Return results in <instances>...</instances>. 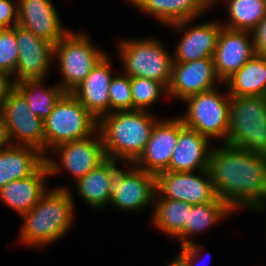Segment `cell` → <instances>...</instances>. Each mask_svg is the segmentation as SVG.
<instances>
[{
    "instance_id": "obj_21",
    "label": "cell",
    "mask_w": 266,
    "mask_h": 266,
    "mask_svg": "<svg viewBox=\"0 0 266 266\" xmlns=\"http://www.w3.org/2000/svg\"><path fill=\"white\" fill-rule=\"evenodd\" d=\"M210 144L209 138L184 126L179 131L176 148L169 167L165 171L196 172L207 170L213 148Z\"/></svg>"
},
{
    "instance_id": "obj_8",
    "label": "cell",
    "mask_w": 266,
    "mask_h": 266,
    "mask_svg": "<svg viewBox=\"0 0 266 266\" xmlns=\"http://www.w3.org/2000/svg\"><path fill=\"white\" fill-rule=\"evenodd\" d=\"M97 129L98 121L71 93H65L44 120L45 156L55 146L87 138Z\"/></svg>"
},
{
    "instance_id": "obj_38",
    "label": "cell",
    "mask_w": 266,
    "mask_h": 266,
    "mask_svg": "<svg viewBox=\"0 0 266 266\" xmlns=\"http://www.w3.org/2000/svg\"><path fill=\"white\" fill-rule=\"evenodd\" d=\"M167 266H188L186 259L178 253L176 257L172 261H170L169 265Z\"/></svg>"
},
{
    "instance_id": "obj_4",
    "label": "cell",
    "mask_w": 266,
    "mask_h": 266,
    "mask_svg": "<svg viewBox=\"0 0 266 266\" xmlns=\"http://www.w3.org/2000/svg\"><path fill=\"white\" fill-rule=\"evenodd\" d=\"M122 73L129 77L157 80L167 88L172 77L173 57L166 45L154 36L122 39L116 43Z\"/></svg>"
},
{
    "instance_id": "obj_20",
    "label": "cell",
    "mask_w": 266,
    "mask_h": 266,
    "mask_svg": "<svg viewBox=\"0 0 266 266\" xmlns=\"http://www.w3.org/2000/svg\"><path fill=\"white\" fill-rule=\"evenodd\" d=\"M49 176L48 166L44 162L32 175L13 180L0 188V202L19 216L23 215L48 191Z\"/></svg>"
},
{
    "instance_id": "obj_33",
    "label": "cell",
    "mask_w": 266,
    "mask_h": 266,
    "mask_svg": "<svg viewBox=\"0 0 266 266\" xmlns=\"http://www.w3.org/2000/svg\"><path fill=\"white\" fill-rule=\"evenodd\" d=\"M18 25V0H0V26L13 28Z\"/></svg>"
},
{
    "instance_id": "obj_13",
    "label": "cell",
    "mask_w": 266,
    "mask_h": 266,
    "mask_svg": "<svg viewBox=\"0 0 266 266\" xmlns=\"http://www.w3.org/2000/svg\"><path fill=\"white\" fill-rule=\"evenodd\" d=\"M15 34L19 52L12 75L15 83L46 79L54 62V45L19 25L15 26Z\"/></svg>"
},
{
    "instance_id": "obj_10",
    "label": "cell",
    "mask_w": 266,
    "mask_h": 266,
    "mask_svg": "<svg viewBox=\"0 0 266 266\" xmlns=\"http://www.w3.org/2000/svg\"><path fill=\"white\" fill-rule=\"evenodd\" d=\"M51 152L52 154L57 153L56 158L50 157ZM106 158L102 139L97 130L87 138L68 141L55 146L45 156V162L51 176L60 174L62 170H65L75 183Z\"/></svg>"
},
{
    "instance_id": "obj_15",
    "label": "cell",
    "mask_w": 266,
    "mask_h": 266,
    "mask_svg": "<svg viewBox=\"0 0 266 266\" xmlns=\"http://www.w3.org/2000/svg\"><path fill=\"white\" fill-rule=\"evenodd\" d=\"M224 84L216 74L213 57L189 62H173L168 98H186Z\"/></svg>"
},
{
    "instance_id": "obj_35",
    "label": "cell",
    "mask_w": 266,
    "mask_h": 266,
    "mask_svg": "<svg viewBox=\"0 0 266 266\" xmlns=\"http://www.w3.org/2000/svg\"><path fill=\"white\" fill-rule=\"evenodd\" d=\"M199 247L201 246L196 244L194 241L192 243L180 247L181 251L179 253L186 259L188 266H198L196 263L199 264L198 259L201 256V254L199 253L205 250L204 248H199Z\"/></svg>"
},
{
    "instance_id": "obj_29",
    "label": "cell",
    "mask_w": 266,
    "mask_h": 266,
    "mask_svg": "<svg viewBox=\"0 0 266 266\" xmlns=\"http://www.w3.org/2000/svg\"><path fill=\"white\" fill-rule=\"evenodd\" d=\"M220 1L226 4L227 20L222 26L227 29L252 32L266 16V0H214L212 7Z\"/></svg>"
},
{
    "instance_id": "obj_26",
    "label": "cell",
    "mask_w": 266,
    "mask_h": 266,
    "mask_svg": "<svg viewBox=\"0 0 266 266\" xmlns=\"http://www.w3.org/2000/svg\"><path fill=\"white\" fill-rule=\"evenodd\" d=\"M223 85L230 96L266 97V56L255 54Z\"/></svg>"
},
{
    "instance_id": "obj_32",
    "label": "cell",
    "mask_w": 266,
    "mask_h": 266,
    "mask_svg": "<svg viewBox=\"0 0 266 266\" xmlns=\"http://www.w3.org/2000/svg\"><path fill=\"white\" fill-rule=\"evenodd\" d=\"M19 57L15 27L0 32V71L14 74Z\"/></svg>"
},
{
    "instance_id": "obj_37",
    "label": "cell",
    "mask_w": 266,
    "mask_h": 266,
    "mask_svg": "<svg viewBox=\"0 0 266 266\" xmlns=\"http://www.w3.org/2000/svg\"><path fill=\"white\" fill-rule=\"evenodd\" d=\"M10 140L7 133L6 124L4 121V117L0 112V149L6 148L10 146Z\"/></svg>"
},
{
    "instance_id": "obj_17",
    "label": "cell",
    "mask_w": 266,
    "mask_h": 266,
    "mask_svg": "<svg viewBox=\"0 0 266 266\" xmlns=\"http://www.w3.org/2000/svg\"><path fill=\"white\" fill-rule=\"evenodd\" d=\"M256 54L252 32L221 28L213 62L217 76L224 83Z\"/></svg>"
},
{
    "instance_id": "obj_6",
    "label": "cell",
    "mask_w": 266,
    "mask_h": 266,
    "mask_svg": "<svg viewBox=\"0 0 266 266\" xmlns=\"http://www.w3.org/2000/svg\"><path fill=\"white\" fill-rule=\"evenodd\" d=\"M106 54L104 49L95 47L85 32L70 30L54 45L53 59H57L62 78L56 83L71 93Z\"/></svg>"
},
{
    "instance_id": "obj_22",
    "label": "cell",
    "mask_w": 266,
    "mask_h": 266,
    "mask_svg": "<svg viewBox=\"0 0 266 266\" xmlns=\"http://www.w3.org/2000/svg\"><path fill=\"white\" fill-rule=\"evenodd\" d=\"M127 2L165 26L187 19H197L212 7L209 0H127Z\"/></svg>"
},
{
    "instance_id": "obj_28",
    "label": "cell",
    "mask_w": 266,
    "mask_h": 266,
    "mask_svg": "<svg viewBox=\"0 0 266 266\" xmlns=\"http://www.w3.org/2000/svg\"><path fill=\"white\" fill-rule=\"evenodd\" d=\"M150 222L153 227L175 239L185 227L189 203L168 198H155Z\"/></svg>"
},
{
    "instance_id": "obj_12",
    "label": "cell",
    "mask_w": 266,
    "mask_h": 266,
    "mask_svg": "<svg viewBox=\"0 0 266 266\" xmlns=\"http://www.w3.org/2000/svg\"><path fill=\"white\" fill-rule=\"evenodd\" d=\"M155 176V198L174 199L190 205L217 199L208 169L197 172L162 171Z\"/></svg>"
},
{
    "instance_id": "obj_25",
    "label": "cell",
    "mask_w": 266,
    "mask_h": 266,
    "mask_svg": "<svg viewBox=\"0 0 266 266\" xmlns=\"http://www.w3.org/2000/svg\"><path fill=\"white\" fill-rule=\"evenodd\" d=\"M234 212L227 203L219 198L209 203L192 205L188 210L184 230L175 239L180 242V246L192 243L193 237L226 221L228 215L230 216Z\"/></svg>"
},
{
    "instance_id": "obj_1",
    "label": "cell",
    "mask_w": 266,
    "mask_h": 266,
    "mask_svg": "<svg viewBox=\"0 0 266 266\" xmlns=\"http://www.w3.org/2000/svg\"><path fill=\"white\" fill-rule=\"evenodd\" d=\"M208 171L217 198L235 212L266 210V155L214 145Z\"/></svg>"
},
{
    "instance_id": "obj_23",
    "label": "cell",
    "mask_w": 266,
    "mask_h": 266,
    "mask_svg": "<svg viewBox=\"0 0 266 266\" xmlns=\"http://www.w3.org/2000/svg\"><path fill=\"white\" fill-rule=\"evenodd\" d=\"M118 167V161L106 158L96 168L73 183L79 197L93 210H102L111 201V173Z\"/></svg>"
},
{
    "instance_id": "obj_5",
    "label": "cell",
    "mask_w": 266,
    "mask_h": 266,
    "mask_svg": "<svg viewBox=\"0 0 266 266\" xmlns=\"http://www.w3.org/2000/svg\"><path fill=\"white\" fill-rule=\"evenodd\" d=\"M224 144L266 155L265 96H230V124Z\"/></svg>"
},
{
    "instance_id": "obj_31",
    "label": "cell",
    "mask_w": 266,
    "mask_h": 266,
    "mask_svg": "<svg viewBox=\"0 0 266 266\" xmlns=\"http://www.w3.org/2000/svg\"><path fill=\"white\" fill-rule=\"evenodd\" d=\"M110 113L133 110L130 77L123 73L115 74L109 86Z\"/></svg>"
},
{
    "instance_id": "obj_16",
    "label": "cell",
    "mask_w": 266,
    "mask_h": 266,
    "mask_svg": "<svg viewBox=\"0 0 266 266\" xmlns=\"http://www.w3.org/2000/svg\"><path fill=\"white\" fill-rule=\"evenodd\" d=\"M184 126L179 116L159 119L152 130L144 151L133 164L155 175L165 171L169 167L172 154L176 148L179 131Z\"/></svg>"
},
{
    "instance_id": "obj_18",
    "label": "cell",
    "mask_w": 266,
    "mask_h": 266,
    "mask_svg": "<svg viewBox=\"0 0 266 266\" xmlns=\"http://www.w3.org/2000/svg\"><path fill=\"white\" fill-rule=\"evenodd\" d=\"M59 16L52 0H18V25L53 45L71 30Z\"/></svg>"
},
{
    "instance_id": "obj_3",
    "label": "cell",
    "mask_w": 266,
    "mask_h": 266,
    "mask_svg": "<svg viewBox=\"0 0 266 266\" xmlns=\"http://www.w3.org/2000/svg\"><path fill=\"white\" fill-rule=\"evenodd\" d=\"M155 114L145 110L111 112L98 120L107 158L122 163H134L150 139L159 120Z\"/></svg>"
},
{
    "instance_id": "obj_36",
    "label": "cell",
    "mask_w": 266,
    "mask_h": 266,
    "mask_svg": "<svg viewBox=\"0 0 266 266\" xmlns=\"http://www.w3.org/2000/svg\"><path fill=\"white\" fill-rule=\"evenodd\" d=\"M15 88V81L10 73L0 71V107Z\"/></svg>"
},
{
    "instance_id": "obj_2",
    "label": "cell",
    "mask_w": 266,
    "mask_h": 266,
    "mask_svg": "<svg viewBox=\"0 0 266 266\" xmlns=\"http://www.w3.org/2000/svg\"><path fill=\"white\" fill-rule=\"evenodd\" d=\"M50 189L20 216L24 220L17 239L21 245L44 249L67 235L75 223L76 203L69 188Z\"/></svg>"
},
{
    "instance_id": "obj_30",
    "label": "cell",
    "mask_w": 266,
    "mask_h": 266,
    "mask_svg": "<svg viewBox=\"0 0 266 266\" xmlns=\"http://www.w3.org/2000/svg\"><path fill=\"white\" fill-rule=\"evenodd\" d=\"M133 110L150 111L160 96L168 97V88L157 80L144 77H130Z\"/></svg>"
},
{
    "instance_id": "obj_9",
    "label": "cell",
    "mask_w": 266,
    "mask_h": 266,
    "mask_svg": "<svg viewBox=\"0 0 266 266\" xmlns=\"http://www.w3.org/2000/svg\"><path fill=\"white\" fill-rule=\"evenodd\" d=\"M110 178L111 201L117 211L139 213L146 207H154L156 176L136 167L133 163H121Z\"/></svg>"
},
{
    "instance_id": "obj_27",
    "label": "cell",
    "mask_w": 266,
    "mask_h": 266,
    "mask_svg": "<svg viewBox=\"0 0 266 266\" xmlns=\"http://www.w3.org/2000/svg\"><path fill=\"white\" fill-rule=\"evenodd\" d=\"M45 80H24L15 83V87L25 97L30 111L43 121L49 117L56 103L66 93L58 83L45 86Z\"/></svg>"
},
{
    "instance_id": "obj_24",
    "label": "cell",
    "mask_w": 266,
    "mask_h": 266,
    "mask_svg": "<svg viewBox=\"0 0 266 266\" xmlns=\"http://www.w3.org/2000/svg\"><path fill=\"white\" fill-rule=\"evenodd\" d=\"M45 162V155L30 146L10 145L0 149V188L32 175Z\"/></svg>"
},
{
    "instance_id": "obj_19",
    "label": "cell",
    "mask_w": 266,
    "mask_h": 266,
    "mask_svg": "<svg viewBox=\"0 0 266 266\" xmlns=\"http://www.w3.org/2000/svg\"><path fill=\"white\" fill-rule=\"evenodd\" d=\"M107 53L71 94L98 121L110 113L109 86L113 78L112 61Z\"/></svg>"
},
{
    "instance_id": "obj_11",
    "label": "cell",
    "mask_w": 266,
    "mask_h": 266,
    "mask_svg": "<svg viewBox=\"0 0 266 266\" xmlns=\"http://www.w3.org/2000/svg\"><path fill=\"white\" fill-rule=\"evenodd\" d=\"M11 145L30 146L45 155L44 121L30 111L15 87L0 107Z\"/></svg>"
},
{
    "instance_id": "obj_14",
    "label": "cell",
    "mask_w": 266,
    "mask_h": 266,
    "mask_svg": "<svg viewBox=\"0 0 266 266\" xmlns=\"http://www.w3.org/2000/svg\"><path fill=\"white\" fill-rule=\"evenodd\" d=\"M194 19L171 24L169 27L181 32V38L172 53L173 62H189L198 59L213 57L217 40L221 31L222 22L211 20L192 25Z\"/></svg>"
},
{
    "instance_id": "obj_7",
    "label": "cell",
    "mask_w": 266,
    "mask_h": 266,
    "mask_svg": "<svg viewBox=\"0 0 266 266\" xmlns=\"http://www.w3.org/2000/svg\"><path fill=\"white\" fill-rule=\"evenodd\" d=\"M215 87L186 98L184 115L179 116L185 126L211 139L227 140L230 124V95L219 93Z\"/></svg>"
},
{
    "instance_id": "obj_34",
    "label": "cell",
    "mask_w": 266,
    "mask_h": 266,
    "mask_svg": "<svg viewBox=\"0 0 266 266\" xmlns=\"http://www.w3.org/2000/svg\"><path fill=\"white\" fill-rule=\"evenodd\" d=\"M256 54L266 56V16L252 31Z\"/></svg>"
}]
</instances>
